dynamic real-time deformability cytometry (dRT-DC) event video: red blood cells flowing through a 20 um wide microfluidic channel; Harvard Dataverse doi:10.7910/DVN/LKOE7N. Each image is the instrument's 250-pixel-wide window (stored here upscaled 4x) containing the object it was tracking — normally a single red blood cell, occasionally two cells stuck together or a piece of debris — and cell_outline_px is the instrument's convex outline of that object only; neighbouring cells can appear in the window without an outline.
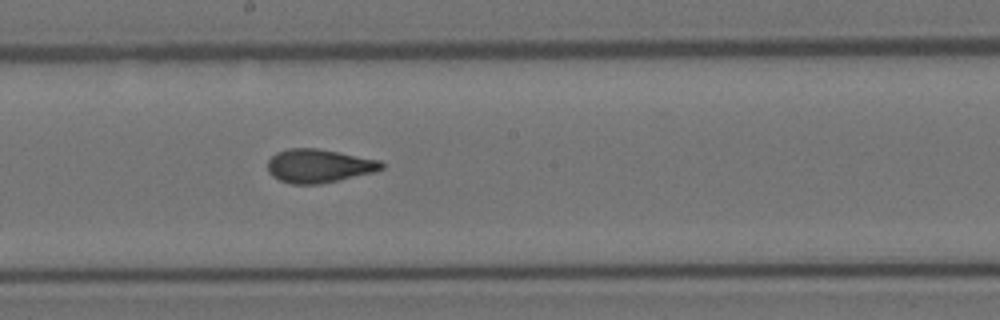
{"species": "Egyptian fruit bat (a non-hibernating species)", "species_latin": "Rousettus aegyptiacus", "temperature_condition": "room temperature", "stored_images_in_passage": 8, "camera_frame_rate_fps": 3000, "um_per_image_px": 0.085, "animal": {"sex": "female"}, "frame": {"image": 1, "passage_image": 8, "time_ms": 9.0, "image_size_px": [1000, 320], "cell_outline_px": [[384, 168], [372, 172], [340, 180], [320, 184], [292, 184], [280, 180], [272, 176], [268, 172], [268, 160], [276, 152], [288, 148], [316, 148], [340, 152], [380, 160], [384, 164]], "centroid_in_image_um": [27.09, 14.09], "position_along_channel_um": 221.1, "area_um2": 22.31}}